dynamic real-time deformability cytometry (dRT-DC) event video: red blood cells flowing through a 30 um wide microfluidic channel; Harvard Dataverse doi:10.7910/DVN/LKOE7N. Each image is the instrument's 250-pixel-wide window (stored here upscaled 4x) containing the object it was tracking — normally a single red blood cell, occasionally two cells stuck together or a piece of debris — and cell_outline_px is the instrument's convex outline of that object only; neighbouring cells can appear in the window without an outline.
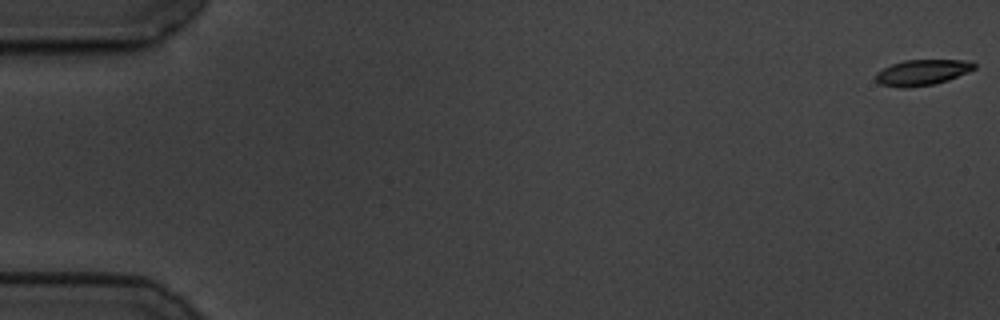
{"species": "common noctule bat (a hibernating species)", "species_latin": "Nyctalus noctula", "temperature_condition": "cold", "stored_images_in_passage": 59, "camera_frame_rate_fps": 3000, "um_per_image_px": 0.085, "animal": {"sex": "male", "body_mass_g": 19.5, "forearm_length_mm": 54.6}, "frame": {"image": 1, "passage_image": 1, "time_ms": 0.0, "image_size_px": [1000, 320], "cell_outline_px": [[976, 68], [968, 72], [948, 80], [932, 84], [904, 88], [900, 88], [880, 84], [876, 80], [876, 72], [892, 64], [904, 60], [968, 60], [976, 64]], "centroid_in_image_um": [78.39, 6.15], "position_along_channel_um": 6.6, "area_um2": 14.68}}
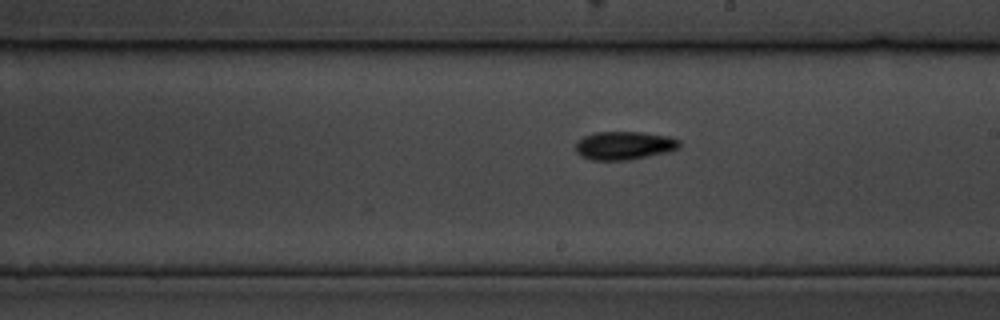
{"frame": {"image": 2, "passage_image": 34, "time_ms": 11.0, "image_size_px": [1000, 320], "cell_outline_px": [[680, 148], [668, 152], [628, 160], [592, 160], [580, 156], [576, 152], [576, 144], [584, 136], [596, 132], [640, 132], [668, 136], [680, 140]], "centroid_in_image_um": [53.07, 12.37], "position_along_channel_um": 235.9, "area_um2": 17.11}}
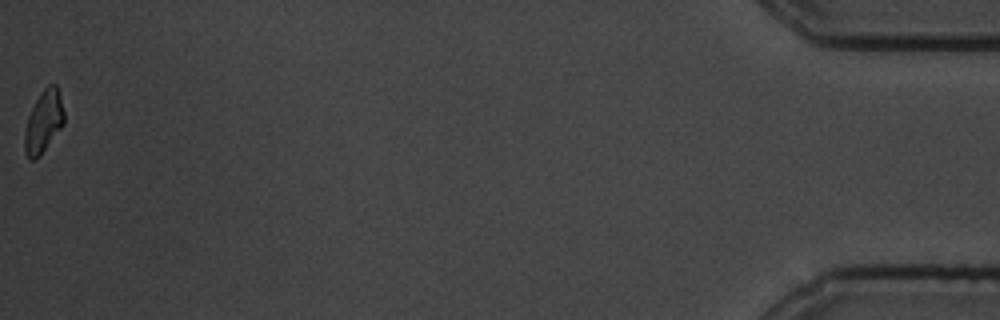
{"frame": {"image": 3, "passage_image": 59, "time_ms": 19.333, "image_size_px": [1000, 320], "cell_outline_px": [[64, 124], [40, 156], [32, 160], [28, 160], [24, 152], [24, 132], [28, 116], [36, 100], [44, 88], [48, 84], [56, 84], [60, 92], [64, 112]], "centroid_in_image_um": [3.7, 10.36], "position_along_channel_um": 431.5, "area_um2": 14.45}, "authors_computed_cell_mechanics": {"area_um2": 15.5482, "velocity_mm_per_s": 3.4748, "shape_relaxation_time_tau1_ms": 2.8123, "shape_relaxation_time_tau2_ms": 4.1701, "deformation_change_tau1": 0.1491, "deformation_change_tau2": 0.1021}}